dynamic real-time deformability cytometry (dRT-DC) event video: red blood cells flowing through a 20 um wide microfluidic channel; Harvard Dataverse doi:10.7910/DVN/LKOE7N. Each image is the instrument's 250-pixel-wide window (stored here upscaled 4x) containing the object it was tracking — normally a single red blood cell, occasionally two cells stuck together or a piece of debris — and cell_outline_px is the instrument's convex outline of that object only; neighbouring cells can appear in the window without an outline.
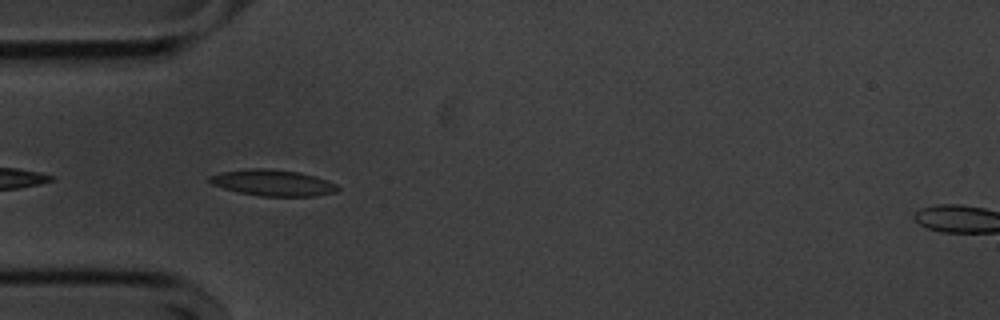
{"species": "common noctule bat (a hibernating species)", "species_latin": "Nyctalus noctula", "temperature_condition": "cold", "stored_images_in_passage": 7, "camera_frame_rate_fps": 3000, "um_per_image_px": 0.085, "animal": {"sex": "male", "body_mass_g": 20.1, "forearm_length_mm": 53.5}, "frame": {"image": 1, "passage_image": 2, "time_ms": 0.333, "image_size_px": [1000, 320], "cell_outline_px": [[340, 188], [336, 192], [316, 196], [260, 196], [236, 192], [212, 184], [208, 180], [208, 176], [220, 172], [252, 168], [268, 168], [300, 172], [316, 176], [336, 184]], "centroid_in_image_um": [23.19, 15.53], "position_along_channel_um": 61.8, "area_um2": 19.71}}